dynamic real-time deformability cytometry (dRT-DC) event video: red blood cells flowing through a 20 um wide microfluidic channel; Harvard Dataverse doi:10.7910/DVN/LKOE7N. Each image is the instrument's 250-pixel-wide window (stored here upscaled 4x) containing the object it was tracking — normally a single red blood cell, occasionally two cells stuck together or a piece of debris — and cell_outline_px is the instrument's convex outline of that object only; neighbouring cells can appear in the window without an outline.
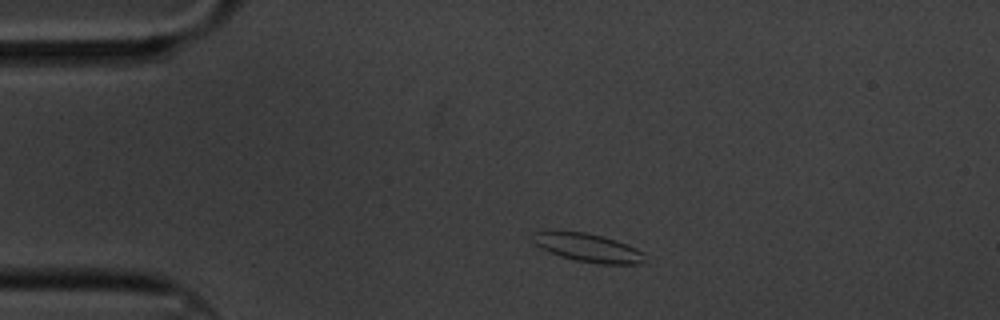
{"species": "common noctule bat (a hibernating species)", "species_latin": "Nyctalus noctula", "temperature_condition": "cold", "stored_images_in_passage": 49, "camera_frame_rate_fps": 3000, "um_per_image_px": 0.085, "animal": {"sex": "male", "body_mass_g": 20.1, "forearm_length_mm": 53.5}, "frame": {"image": 1, "passage_image": 1, "time_ms": 0.0, "image_size_px": [1000, 320], "cell_outline_px": [[644, 260], [636, 264], [600, 264], [576, 260], [560, 256], [548, 252], [540, 248], [532, 240], [532, 232], [548, 228], [584, 232], [616, 240], [636, 248], [644, 252]], "centroid_in_image_um": [49.86, 21.01], "position_along_channel_um": 35.1, "area_um2": 18.96}}
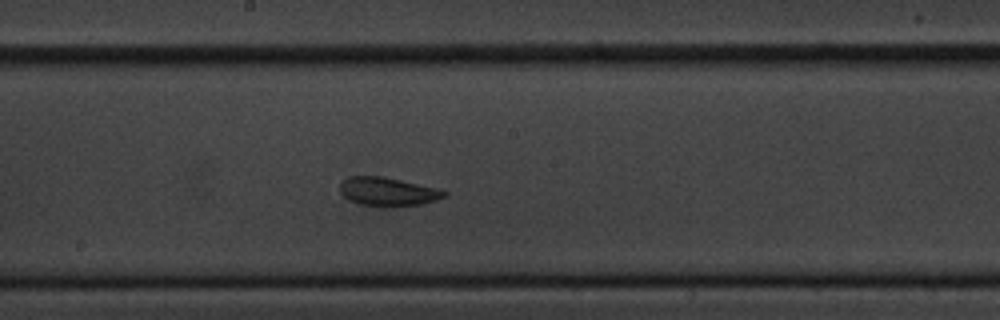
{"frame": {"image": 2, "passage_image": 21, "time_ms": 6.667, "image_size_px": [1000, 320], "cell_outline_px": [[448, 196], [436, 200], [420, 204], [396, 208], [384, 208], [360, 204], [348, 200], [340, 192], [340, 184], [348, 176], [384, 176], [440, 188], [448, 192]], "centroid_in_image_um": [33.01, 16.31], "position_along_channel_um": 215.2, "area_um2": 18.03}}
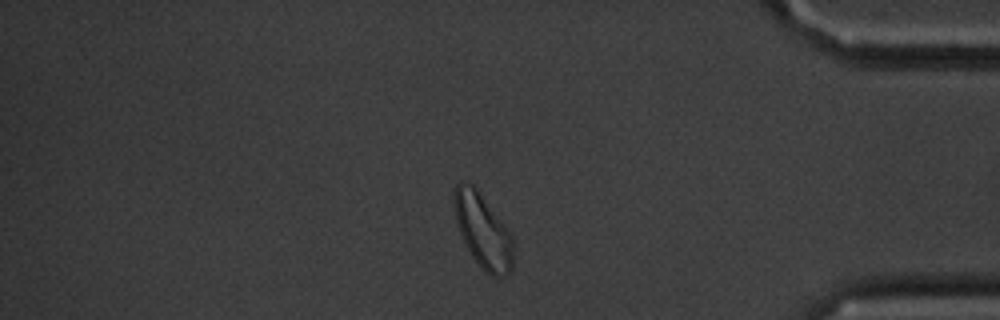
{"frame": {"image": 3, "passage_image": 40, "time_ms": 13.0, "image_size_px": [1000, 320], "cell_outline_px": [[512, 268], [504, 276], [492, 276], [472, 256], [460, 232], [456, 220], [452, 204], [452, 196], [456, 184], [460, 180], [472, 184], [476, 188], [512, 236]], "centroid_in_image_um": [41.0, 19.56], "position_along_channel_um": 394.2, "area_um2": 24.85}, "authors_computed_cell_mechanics": {"area_um2": 18.0336, "velocity_mm_per_s": 3.269, "shape_relaxation_time_tau1_ms": 2.8202, "shape_relaxation_time_tau2_ms": 4.6398, "deformation_change_tau1": 0.1021, "deformation_change_tau2": 0.0754}}